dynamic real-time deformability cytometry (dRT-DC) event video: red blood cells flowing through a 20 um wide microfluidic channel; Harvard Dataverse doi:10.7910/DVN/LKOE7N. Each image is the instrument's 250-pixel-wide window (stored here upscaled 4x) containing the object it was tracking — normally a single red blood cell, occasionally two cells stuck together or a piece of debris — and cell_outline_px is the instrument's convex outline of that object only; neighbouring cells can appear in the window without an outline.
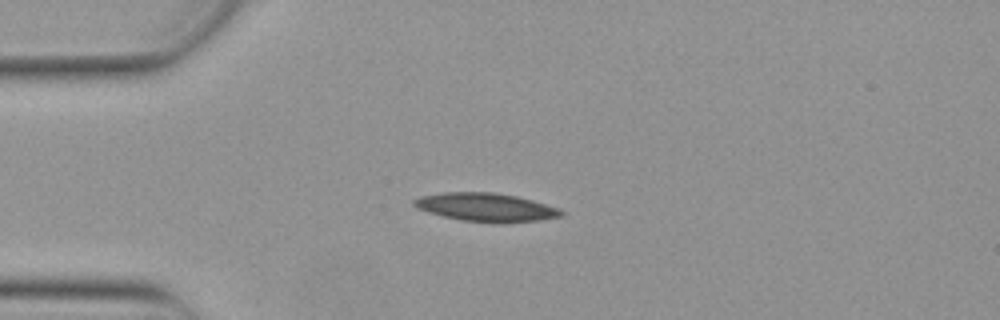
{"species": "Egyptian fruit bat (a non-hibernating species)", "species_latin": "Rousettus aegyptiacus", "temperature_condition": "warm", "stored_images_in_passage": 42, "camera_frame_rate_fps": 3000, "um_per_image_px": 0.085, "animal": {"sex": "female"}, "frame": {"image": 1, "passage_image": 1, "time_ms": 0.0, "image_size_px": [1000, 320], "cell_outline_px": [[564, 216], [540, 220], [496, 224], [460, 220], [428, 212], [412, 204], [412, 200], [420, 196], [444, 192], [492, 192], [516, 196], [532, 200], [560, 208], [564, 212]], "centroid_in_image_um": [41.34, 17.63], "position_along_channel_um": 43.7, "area_um2": 24.57}}
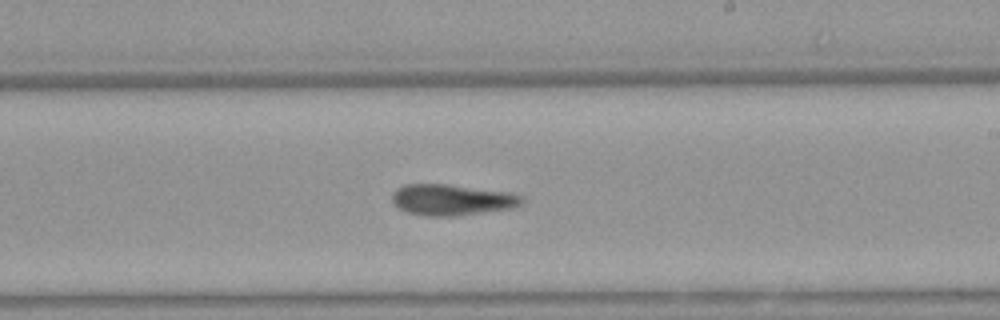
{"frame": {"image": 2, "passage_image": 19, "time_ms": 6.0, "image_size_px": [1000, 320], "cell_outline_px": [[524, 204], [516, 208], [456, 216], [424, 216], [408, 212], [400, 208], [392, 200], [392, 192], [396, 188], [404, 184], [448, 184], [512, 192], [524, 196]], "centroid_in_image_um": [38.49, 16.98], "position_along_channel_um": 250.5, "area_um2": 23.93}}
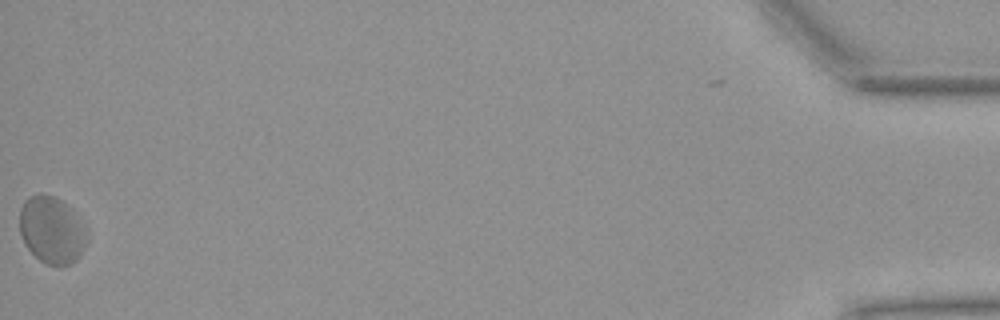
{"frame": {"image": 3, "passage_image": 41, "time_ms": 13.333, "image_size_px": [1000, 320], "cell_outline_px": [[88, 240], [80, 256], [72, 264], [48, 264], [40, 260], [24, 244], [20, 236], [20, 208], [24, 200], [40, 192], [52, 196], [68, 204], [72, 208], [88, 232]], "centroid_in_image_um": [4.41, 19.53], "position_along_channel_um": 430.8, "area_um2": 26.47}, "authors_computed_cell_mechanics": {"area_um2": 23.8425, "velocity_mm_per_s": 3.8234, "shape_relaxation_time_tau1_ms": null, "shape_relaxation_time_tau2_ms": 6.6015, "deformation_change_tau1": null, "deformation_change_tau2": 0.1593}}